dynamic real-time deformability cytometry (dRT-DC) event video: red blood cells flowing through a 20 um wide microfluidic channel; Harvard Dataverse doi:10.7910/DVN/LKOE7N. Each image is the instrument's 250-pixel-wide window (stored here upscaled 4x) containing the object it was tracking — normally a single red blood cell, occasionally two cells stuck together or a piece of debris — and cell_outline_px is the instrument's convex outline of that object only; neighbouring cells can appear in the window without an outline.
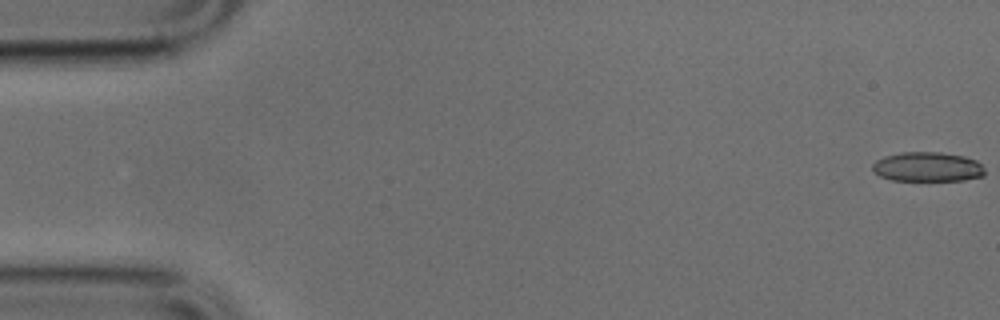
{"species": "common noctule bat (a hibernating species)", "species_latin": "Nyctalus noctula", "temperature_condition": "cold", "stored_images_in_passage": 51, "camera_frame_rate_fps": 3000, "um_per_image_px": 0.085, "animal": {"sex": "male", "body_mass_g": 17.9, "forearm_length_mm": 54.2}, "frame": {"image": 1, "passage_image": 1, "time_ms": 0.0, "image_size_px": [1000, 320], "cell_outline_px": [[984, 176], [964, 180], [892, 180], [880, 176], [872, 168], [872, 164], [876, 160], [884, 156], [900, 152], [940, 152], [964, 156], [976, 160], [984, 168]], "centroid_in_image_um": [78.84, 14.17], "position_along_channel_um": 6.2, "area_um2": 19.31}}
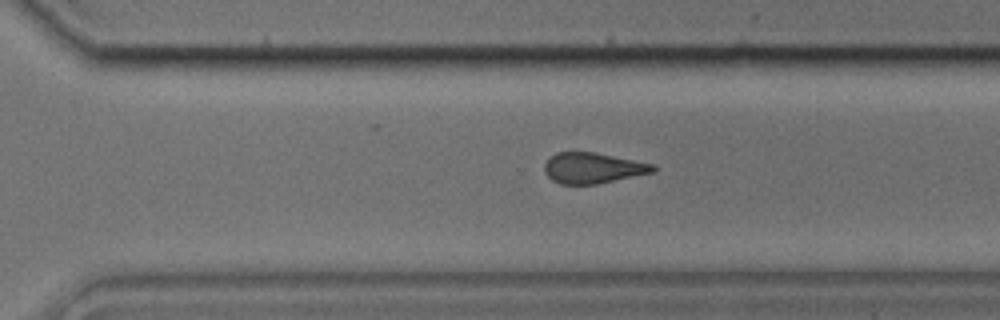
{"frame": {"image": 2, "passage_image": 35, "time_ms": 11.333, "image_size_px": [1000, 320], "cell_outline_px": [[656, 168], [652, 172], [596, 184], [560, 184], [552, 180], [544, 172], [544, 164], [556, 152], [592, 152], [656, 164]], "centroid_in_image_um": [50.37, 14.28], "position_along_channel_um": 320.2, "area_um2": 19.19}}
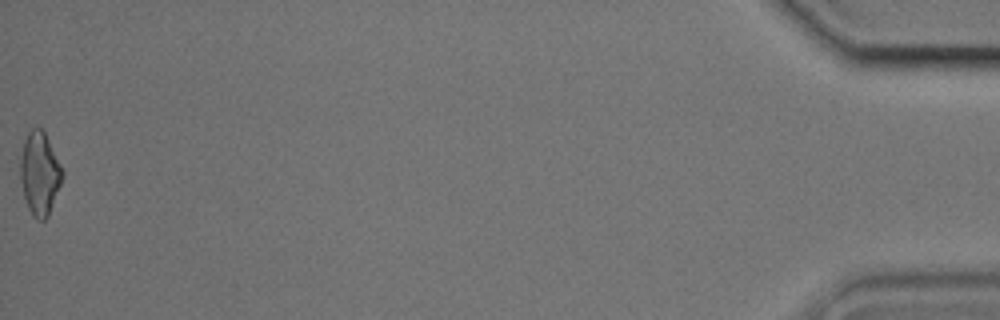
{"frame": {"image": 3, "passage_image": 51, "time_ms": 16.667, "image_size_px": [1000, 320], "cell_outline_px": [[64, 176], [48, 216], [44, 220], [36, 220], [32, 216], [28, 208], [24, 196], [20, 180], [20, 156], [24, 140], [28, 132], [32, 128], [40, 128], [44, 132], [64, 172]], "centroid_in_image_um": [3.36, 14.77], "position_along_channel_um": 431.8, "area_um2": 20.29}}